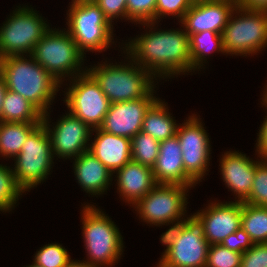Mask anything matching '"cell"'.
<instances>
[{
    "mask_svg": "<svg viewBox=\"0 0 267 267\" xmlns=\"http://www.w3.org/2000/svg\"><path fill=\"white\" fill-rule=\"evenodd\" d=\"M157 24L139 23L146 27V33L128 39L120 49H125L124 54L155 78H174L192 72L189 35L185 29L158 30Z\"/></svg>",
    "mask_w": 267,
    "mask_h": 267,
    "instance_id": "6da1fadb",
    "label": "cell"
},
{
    "mask_svg": "<svg viewBox=\"0 0 267 267\" xmlns=\"http://www.w3.org/2000/svg\"><path fill=\"white\" fill-rule=\"evenodd\" d=\"M0 74L5 80L7 90L20 94L43 115L51 109L50 105L62 85L30 55L2 58Z\"/></svg>",
    "mask_w": 267,
    "mask_h": 267,
    "instance_id": "7a4b0ae2",
    "label": "cell"
},
{
    "mask_svg": "<svg viewBox=\"0 0 267 267\" xmlns=\"http://www.w3.org/2000/svg\"><path fill=\"white\" fill-rule=\"evenodd\" d=\"M128 63H107L87 68L110 103L133 101L144 98L153 88L157 79L147 70L136 64L128 55Z\"/></svg>",
    "mask_w": 267,
    "mask_h": 267,
    "instance_id": "3957f363",
    "label": "cell"
},
{
    "mask_svg": "<svg viewBox=\"0 0 267 267\" xmlns=\"http://www.w3.org/2000/svg\"><path fill=\"white\" fill-rule=\"evenodd\" d=\"M87 260L98 267H112L124 251L122 235L116 224L101 209L87 203L81 213Z\"/></svg>",
    "mask_w": 267,
    "mask_h": 267,
    "instance_id": "277c9868",
    "label": "cell"
},
{
    "mask_svg": "<svg viewBox=\"0 0 267 267\" xmlns=\"http://www.w3.org/2000/svg\"><path fill=\"white\" fill-rule=\"evenodd\" d=\"M52 27L36 43L30 56L38 62L58 82L63 84L65 77L81 75L87 69L84 65L85 54L78 48L68 31Z\"/></svg>",
    "mask_w": 267,
    "mask_h": 267,
    "instance_id": "5b68a950",
    "label": "cell"
},
{
    "mask_svg": "<svg viewBox=\"0 0 267 267\" xmlns=\"http://www.w3.org/2000/svg\"><path fill=\"white\" fill-rule=\"evenodd\" d=\"M67 15V31L85 55L114 44V28L94 1L71 2Z\"/></svg>",
    "mask_w": 267,
    "mask_h": 267,
    "instance_id": "8992f818",
    "label": "cell"
},
{
    "mask_svg": "<svg viewBox=\"0 0 267 267\" xmlns=\"http://www.w3.org/2000/svg\"><path fill=\"white\" fill-rule=\"evenodd\" d=\"M222 40L225 55L254 56L264 50L267 47V11L248 10L237 5L224 27Z\"/></svg>",
    "mask_w": 267,
    "mask_h": 267,
    "instance_id": "52a82bcc",
    "label": "cell"
},
{
    "mask_svg": "<svg viewBox=\"0 0 267 267\" xmlns=\"http://www.w3.org/2000/svg\"><path fill=\"white\" fill-rule=\"evenodd\" d=\"M53 159L50 136L41 123L29 134L14 158L12 172L17 186L23 192H29L43 183L51 173Z\"/></svg>",
    "mask_w": 267,
    "mask_h": 267,
    "instance_id": "ba28073f",
    "label": "cell"
},
{
    "mask_svg": "<svg viewBox=\"0 0 267 267\" xmlns=\"http://www.w3.org/2000/svg\"><path fill=\"white\" fill-rule=\"evenodd\" d=\"M0 26V58L29 56L36 43L50 29L49 23L33 7L16 6Z\"/></svg>",
    "mask_w": 267,
    "mask_h": 267,
    "instance_id": "9c48e42d",
    "label": "cell"
},
{
    "mask_svg": "<svg viewBox=\"0 0 267 267\" xmlns=\"http://www.w3.org/2000/svg\"><path fill=\"white\" fill-rule=\"evenodd\" d=\"M189 188L178 184H157L133 208L141 221L152 226H168L186 216Z\"/></svg>",
    "mask_w": 267,
    "mask_h": 267,
    "instance_id": "30bf717a",
    "label": "cell"
},
{
    "mask_svg": "<svg viewBox=\"0 0 267 267\" xmlns=\"http://www.w3.org/2000/svg\"><path fill=\"white\" fill-rule=\"evenodd\" d=\"M69 80V88L64 91L66 96L63 100L68 108L67 111L69 110L92 130L99 128L109 110L111 104L109 99L88 72Z\"/></svg>",
    "mask_w": 267,
    "mask_h": 267,
    "instance_id": "8fae6325",
    "label": "cell"
},
{
    "mask_svg": "<svg viewBox=\"0 0 267 267\" xmlns=\"http://www.w3.org/2000/svg\"><path fill=\"white\" fill-rule=\"evenodd\" d=\"M200 116L192 114L177 129L186 176L196 185L202 182L210 165L211 145Z\"/></svg>",
    "mask_w": 267,
    "mask_h": 267,
    "instance_id": "7c38bea8",
    "label": "cell"
},
{
    "mask_svg": "<svg viewBox=\"0 0 267 267\" xmlns=\"http://www.w3.org/2000/svg\"><path fill=\"white\" fill-rule=\"evenodd\" d=\"M65 114L58 119L56 125L53 124L54 126L49 122L50 112L43 115L42 123L50 136L54 160L55 156L70 160L88 151L89 141L93 136L92 129L86 123L70 112Z\"/></svg>",
    "mask_w": 267,
    "mask_h": 267,
    "instance_id": "4fadbf2b",
    "label": "cell"
},
{
    "mask_svg": "<svg viewBox=\"0 0 267 267\" xmlns=\"http://www.w3.org/2000/svg\"><path fill=\"white\" fill-rule=\"evenodd\" d=\"M209 246L201 225L193 217L159 262L165 267H205Z\"/></svg>",
    "mask_w": 267,
    "mask_h": 267,
    "instance_id": "5bb4252c",
    "label": "cell"
},
{
    "mask_svg": "<svg viewBox=\"0 0 267 267\" xmlns=\"http://www.w3.org/2000/svg\"><path fill=\"white\" fill-rule=\"evenodd\" d=\"M193 217L201 225L207 242L220 244L228 235L241 227L242 202H214L208 203L206 208L193 213Z\"/></svg>",
    "mask_w": 267,
    "mask_h": 267,
    "instance_id": "9a60e30c",
    "label": "cell"
},
{
    "mask_svg": "<svg viewBox=\"0 0 267 267\" xmlns=\"http://www.w3.org/2000/svg\"><path fill=\"white\" fill-rule=\"evenodd\" d=\"M154 88L144 97L133 101L111 103L99 127L102 131L132 139L142 130L149 107L158 99Z\"/></svg>",
    "mask_w": 267,
    "mask_h": 267,
    "instance_id": "2e32d148",
    "label": "cell"
},
{
    "mask_svg": "<svg viewBox=\"0 0 267 267\" xmlns=\"http://www.w3.org/2000/svg\"><path fill=\"white\" fill-rule=\"evenodd\" d=\"M237 5L236 0H197L179 22L189 37L206 30L222 34Z\"/></svg>",
    "mask_w": 267,
    "mask_h": 267,
    "instance_id": "e0dca14e",
    "label": "cell"
},
{
    "mask_svg": "<svg viewBox=\"0 0 267 267\" xmlns=\"http://www.w3.org/2000/svg\"><path fill=\"white\" fill-rule=\"evenodd\" d=\"M257 160L238 151H226L220 159V171L226 187L235 194V201L243 202L250 194ZM237 199V200H236Z\"/></svg>",
    "mask_w": 267,
    "mask_h": 267,
    "instance_id": "ac0fdd59",
    "label": "cell"
},
{
    "mask_svg": "<svg viewBox=\"0 0 267 267\" xmlns=\"http://www.w3.org/2000/svg\"><path fill=\"white\" fill-rule=\"evenodd\" d=\"M157 184L196 185L186 176L182 150L177 135L160 141L159 155L152 168Z\"/></svg>",
    "mask_w": 267,
    "mask_h": 267,
    "instance_id": "d6986e66",
    "label": "cell"
},
{
    "mask_svg": "<svg viewBox=\"0 0 267 267\" xmlns=\"http://www.w3.org/2000/svg\"><path fill=\"white\" fill-rule=\"evenodd\" d=\"M114 173L119 197L129 205H135L157 185L152 168L133 160Z\"/></svg>",
    "mask_w": 267,
    "mask_h": 267,
    "instance_id": "ffe728a7",
    "label": "cell"
},
{
    "mask_svg": "<svg viewBox=\"0 0 267 267\" xmlns=\"http://www.w3.org/2000/svg\"><path fill=\"white\" fill-rule=\"evenodd\" d=\"M94 141L91 140L88 151L99 159L105 167L114 175V172L122 168L131 158V139L114 135L100 128L93 129Z\"/></svg>",
    "mask_w": 267,
    "mask_h": 267,
    "instance_id": "44dd1931",
    "label": "cell"
},
{
    "mask_svg": "<svg viewBox=\"0 0 267 267\" xmlns=\"http://www.w3.org/2000/svg\"><path fill=\"white\" fill-rule=\"evenodd\" d=\"M76 181L91 196L103 195L112 185L113 174L92 153L86 151L73 158Z\"/></svg>",
    "mask_w": 267,
    "mask_h": 267,
    "instance_id": "7402d4cb",
    "label": "cell"
},
{
    "mask_svg": "<svg viewBox=\"0 0 267 267\" xmlns=\"http://www.w3.org/2000/svg\"><path fill=\"white\" fill-rule=\"evenodd\" d=\"M168 110V105L158 97L146 111L141 131L158 141L175 136L179 124Z\"/></svg>",
    "mask_w": 267,
    "mask_h": 267,
    "instance_id": "603a6c76",
    "label": "cell"
},
{
    "mask_svg": "<svg viewBox=\"0 0 267 267\" xmlns=\"http://www.w3.org/2000/svg\"><path fill=\"white\" fill-rule=\"evenodd\" d=\"M41 123L0 122V156L15 158L29 134Z\"/></svg>",
    "mask_w": 267,
    "mask_h": 267,
    "instance_id": "cb8c5ba5",
    "label": "cell"
},
{
    "mask_svg": "<svg viewBox=\"0 0 267 267\" xmlns=\"http://www.w3.org/2000/svg\"><path fill=\"white\" fill-rule=\"evenodd\" d=\"M43 114L20 94L7 90L4 96L2 122L42 123Z\"/></svg>",
    "mask_w": 267,
    "mask_h": 267,
    "instance_id": "d4e9b609",
    "label": "cell"
},
{
    "mask_svg": "<svg viewBox=\"0 0 267 267\" xmlns=\"http://www.w3.org/2000/svg\"><path fill=\"white\" fill-rule=\"evenodd\" d=\"M189 43L190 56L192 59V72H195L198 69H203L202 66H205V62H207V58L210 56L209 54H212L214 51L215 53H225L222 34L213 31L206 30L192 34L189 37Z\"/></svg>",
    "mask_w": 267,
    "mask_h": 267,
    "instance_id": "484cf974",
    "label": "cell"
},
{
    "mask_svg": "<svg viewBox=\"0 0 267 267\" xmlns=\"http://www.w3.org/2000/svg\"><path fill=\"white\" fill-rule=\"evenodd\" d=\"M241 227L253 244L267 243V207L242 202Z\"/></svg>",
    "mask_w": 267,
    "mask_h": 267,
    "instance_id": "4316f807",
    "label": "cell"
},
{
    "mask_svg": "<svg viewBox=\"0 0 267 267\" xmlns=\"http://www.w3.org/2000/svg\"><path fill=\"white\" fill-rule=\"evenodd\" d=\"M160 141L154 139L149 134L138 132L131 139V158L134 162L154 167L156 159L159 155Z\"/></svg>",
    "mask_w": 267,
    "mask_h": 267,
    "instance_id": "83f0119b",
    "label": "cell"
},
{
    "mask_svg": "<svg viewBox=\"0 0 267 267\" xmlns=\"http://www.w3.org/2000/svg\"><path fill=\"white\" fill-rule=\"evenodd\" d=\"M23 193L15 182L12 168L0 164V211H12Z\"/></svg>",
    "mask_w": 267,
    "mask_h": 267,
    "instance_id": "f1b7e54d",
    "label": "cell"
},
{
    "mask_svg": "<svg viewBox=\"0 0 267 267\" xmlns=\"http://www.w3.org/2000/svg\"><path fill=\"white\" fill-rule=\"evenodd\" d=\"M36 252L33 264L38 267H66L72 260L68 250L58 243L46 244Z\"/></svg>",
    "mask_w": 267,
    "mask_h": 267,
    "instance_id": "f546056e",
    "label": "cell"
},
{
    "mask_svg": "<svg viewBox=\"0 0 267 267\" xmlns=\"http://www.w3.org/2000/svg\"><path fill=\"white\" fill-rule=\"evenodd\" d=\"M257 160L251 192L243 202L267 207V160Z\"/></svg>",
    "mask_w": 267,
    "mask_h": 267,
    "instance_id": "4dcf8cb0",
    "label": "cell"
},
{
    "mask_svg": "<svg viewBox=\"0 0 267 267\" xmlns=\"http://www.w3.org/2000/svg\"><path fill=\"white\" fill-rule=\"evenodd\" d=\"M242 254L220 244H211L208 249L205 267H240Z\"/></svg>",
    "mask_w": 267,
    "mask_h": 267,
    "instance_id": "1f68e13d",
    "label": "cell"
},
{
    "mask_svg": "<svg viewBox=\"0 0 267 267\" xmlns=\"http://www.w3.org/2000/svg\"><path fill=\"white\" fill-rule=\"evenodd\" d=\"M127 21L139 23L155 22L156 0H126Z\"/></svg>",
    "mask_w": 267,
    "mask_h": 267,
    "instance_id": "d6a6232c",
    "label": "cell"
},
{
    "mask_svg": "<svg viewBox=\"0 0 267 267\" xmlns=\"http://www.w3.org/2000/svg\"><path fill=\"white\" fill-rule=\"evenodd\" d=\"M193 2V0H156L155 22L159 23L158 19L166 15L181 21Z\"/></svg>",
    "mask_w": 267,
    "mask_h": 267,
    "instance_id": "836d02e7",
    "label": "cell"
},
{
    "mask_svg": "<svg viewBox=\"0 0 267 267\" xmlns=\"http://www.w3.org/2000/svg\"><path fill=\"white\" fill-rule=\"evenodd\" d=\"M102 10L105 18L113 26V20H127L126 0H94Z\"/></svg>",
    "mask_w": 267,
    "mask_h": 267,
    "instance_id": "e575fe53",
    "label": "cell"
},
{
    "mask_svg": "<svg viewBox=\"0 0 267 267\" xmlns=\"http://www.w3.org/2000/svg\"><path fill=\"white\" fill-rule=\"evenodd\" d=\"M240 267H267V243L253 244L246 250Z\"/></svg>",
    "mask_w": 267,
    "mask_h": 267,
    "instance_id": "d590c367",
    "label": "cell"
},
{
    "mask_svg": "<svg viewBox=\"0 0 267 267\" xmlns=\"http://www.w3.org/2000/svg\"><path fill=\"white\" fill-rule=\"evenodd\" d=\"M220 245L243 254L253 245V242L245 230L240 227L234 233L228 235L224 240H222Z\"/></svg>",
    "mask_w": 267,
    "mask_h": 267,
    "instance_id": "8d00e7d4",
    "label": "cell"
},
{
    "mask_svg": "<svg viewBox=\"0 0 267 267\" xmlns=\"http://www.w3.org/2000/svg\"><path fill=\"white\" fill-rule=\"evenodd\" d=\"M193 218V215H189L187 218H182L178 221L171 222L170 228L166 230L160 237L162 245L166 246V249L162 253L161 258L170 250L176 239L181 235L186 224Z\"/></svg>",
    "mask_w": 267,
    "mask_h": 267,
    "instance_id": "74e56055",
    "label": "cell"
},
{
    "mask_svg": "<svg viewBox=\"0 0 267 267\" xmlns=\"http://www.w3.org/2000/svg\"><path fill=\"white\" fill-rule=\"evenodd\" d=\"M257 136L256 154L259 158L267 160V116L264 118Z\"/></svg>",
    "mask_w": 267,
    "mask_h": 267,
    "instance_id": "f35d334b",
    "label": "cell"
},
{
    "mask_svg": "<svg viewBox=\"0 0 267 267\" xmlns=\"http://www.w3.org/2000/svg\"><path fill=\"white\" fill-rule=\"evenodd\" d=\"M240 7L248 10H265L267 11V0H236Z\"/></svg>",
    "mask_w": 267,
    "mask_h": 267,
    "instance_id": "ab89813d",
    "label": "cell"
},
{
    "mask_svg": "<svg viewBox=\"0 0 267 267\" xmlns=\"http://www.w3.org/2000/svg\"><path fill=\"white\" fill-rule=\"evenodd\" d=\"M7 91L5 80L3 76L0 74V122H1V112H2V105L5 93Z\"/></svg>",
    "mask_w": 267,
    "mask_h": 267,
    "instance_id": "60d3db41",
    "label": "cell"
},
{
    "mask_svg": "<svg viewBox=\"0 0 267 267\" xmlns=\"http://www.w3.org/2000/svg\"><path fill=\"white\" fill-rule=\"evenodd\" d=\"M66 267H98V266L91 265L85 261L71 260Z\"/></svg>",
    "mask_w": 267,
    "mask_h": 267,
    "instance_id": "b9f144b4",
    "label": "cell"
},
{
    "mask_svg": "<svg viewBox=\"0 0 267 267\" xmlns=\"http://www.w3.org/2000/svg\"><path fill=\"white\" fill-rule=\"evenodd\" d=\"M265 90L263 91V95L262 96V105H264L267 108V85L265 86Z\"/></svg>",
    "mask_w": 267,
    "mask_h": 267,
    "instance_id": "7bdbcfd3",
    "label": "cell"
},
{
    "mask_svg": "<svg viewBox=\"0 0 267 267\" xmlns=\"http://www.w3.org/2000/svg\"><path fill=\"white\" fill-rule=\"evenodd\" d=\"M81 1H94V0H72V2H81Z\"/></svg>",
    "mask_w": 267,
    "mask_h": 267,
    "instance_id": "ee69618b",
    "label": "cell"
},
{
    "mask_svg": "<svg viewBox=\"0 0 267 267\" xmlns=\"http://www.w3.org/2000/svg\"><path fill=\"white\" fill-rule=\"evenodd\" d=\"M157 267H165V266L159 262V263L157 264Z\"/></svg>",
    "mask_w": 267,
    "mask_h": 267,
    "instance_id": "f6af8a7d",
    "label": "cell"
},
{
    "mask_svg": "<svg viewBox=\"0 0 267 267\" xmlns=\"http://www.w3.org/2000/svg\"><path fill=\"white\" fill-rule=\"evenodd\" d=\"M26 267H38L32 263V265L26 266Z\"/></svg>",
    "mask_w": 267,
    "mask_h": 267,
    "instance_id": "bcb514c9",
    "label": "cell"
}]
</instances>
